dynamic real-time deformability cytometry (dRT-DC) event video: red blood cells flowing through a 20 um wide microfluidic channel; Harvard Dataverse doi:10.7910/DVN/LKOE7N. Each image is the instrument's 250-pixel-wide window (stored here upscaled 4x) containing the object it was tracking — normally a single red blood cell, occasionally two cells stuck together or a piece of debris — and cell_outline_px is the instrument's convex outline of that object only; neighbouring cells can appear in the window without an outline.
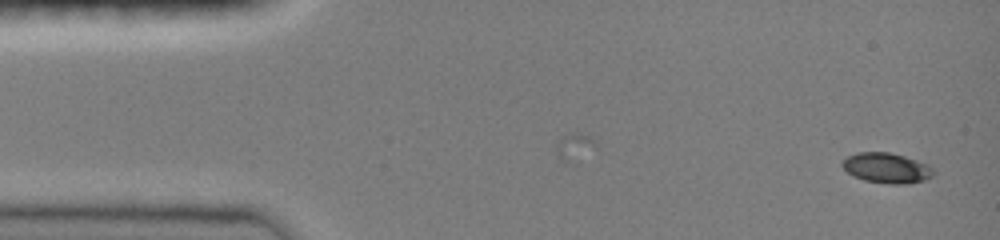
{"species": "common noctule bat (a hibernating species)", "species_latin": "Nyctalus noctula", "temperature_condition": "room temperature", "stored_images_in_passage": 29, "camera_frame_rate_fps": 3000, "um_per_image_px": 0.085, "animal": {"sex": "female", "body_mass_g": 19.0, "forearm_length_mm": 51.5}, "frame": {"image": 1, "passage_image": 1, "time_ms": 0.0, "image_size_px": [1000, 240], "cell_outline_px": [[932, 176], [924, 180], [904, 184], [892, 184], [864, 180], [852, 176], [840, 164], [848, 156], [856, 152], [888, 152], [904, 156], [928, 164], [932, 168]], "centroid_in_image_um": [75.33, 14.27], "position_along_channel_um": 9.7, "area_um2": 15.9}}
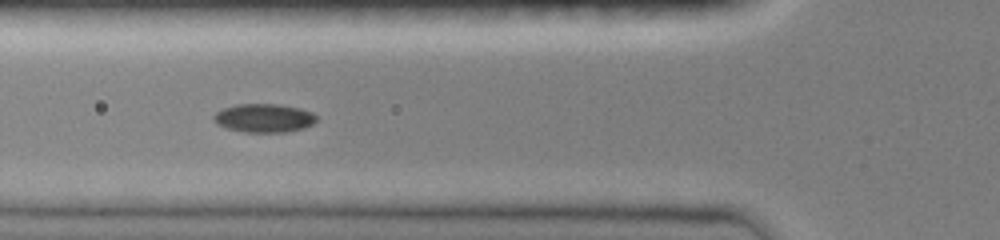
{"frame": {"image": 2, "passage_image": 16, "time_ms": 5.0, "image_size_px": [1000, 240], "cell_outline_px": [[316, 120], [312, 124], [304, 128], [288, 132], [244, 132], [228, 128], [216, 124], [212, 120], [212, 116], [216, 112], [224, 108], [236, 104], [276, 104], [300, 108], [312, 112], [316, 116]], "centroid_in_image_um": [22.42, 10.03], "position_along_channel_um": 103.4, "area_um2": 17.17}}
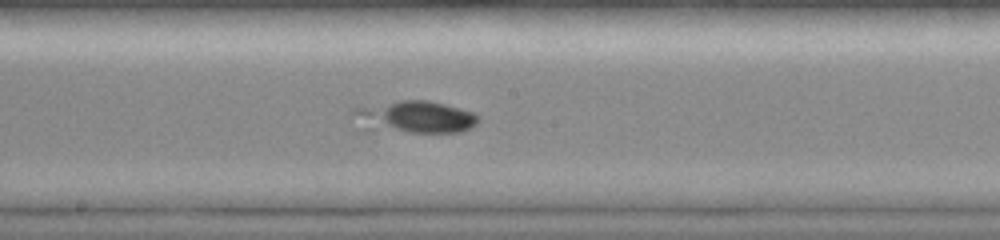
{"frame": {"image": 3, "passage_image": 24, "time_ms": 7.667, "image_size_px": [1000, 240], "cell_outline_px": [[480, 120], [476, 124], [460, 132], [368, 132], [348, 112], [352, 108], [400, 100], [428, 100], [444, 104], [472, 112], [480, 116]], "centroid_in_image_um": [35.16, 9.96], "position_along_channel_um": 213.0, "area_um2": 23.99}}